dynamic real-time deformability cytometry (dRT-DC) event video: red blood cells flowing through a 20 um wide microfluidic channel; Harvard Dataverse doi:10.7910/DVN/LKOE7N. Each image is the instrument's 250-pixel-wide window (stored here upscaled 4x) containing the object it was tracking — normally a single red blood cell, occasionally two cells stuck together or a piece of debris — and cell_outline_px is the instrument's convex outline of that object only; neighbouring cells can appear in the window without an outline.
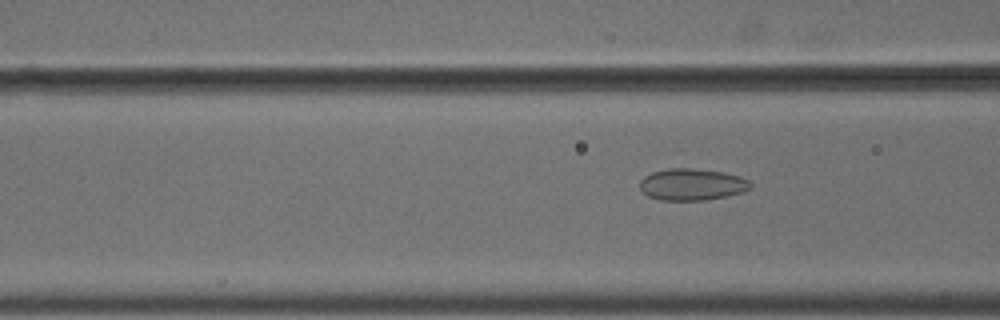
{"species": "common noctule bat (a hibernating species)", "species_latin": "Nyctalus noctula", "temperature_condition": "cold", "stored_images_in_passage": 10, "camera_frame_rate_fps": 3000, "um_per_image_px": 0.085, "animal": {"sex": "male", "body_mass_g": 18.8}, "frame": {"image": 1, "passage_image": 5, "time_ms": 1.333, "image_size_px": [1000, 320], "cell_outline_px": [[752, 188], [744, 192], [704, 200], [660, 200], [648, 196], [640, 188], [640, 180], [644, 176], [652, 172], [668, 168], [692, 168], [724, 172], [740, 176], [748, 180], [752, 184]], "centroid_in_image_um": [58.83, 15.67], "position_along_channel_um": 107.8, "area_um2": 20.52}}
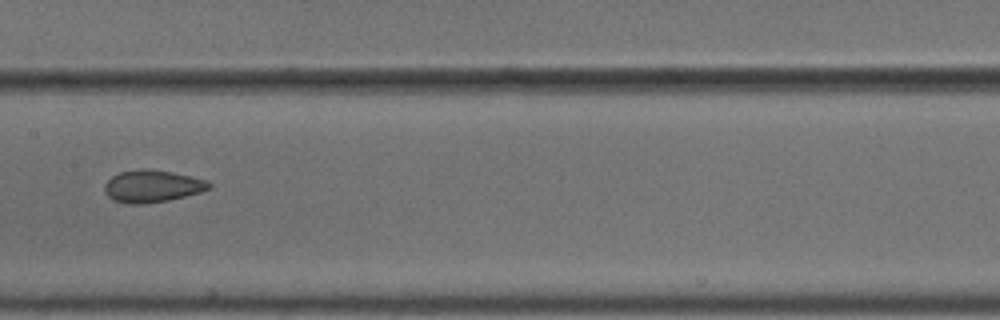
{"frame": {"image": 2, "passage_image": 7, "time_ms": 2.0, "image_size_px": [1000, 320], "cell_outline_px": [[212, 188], [200, 192], [168, 200], [144, 204], [128, 204], [112, 200], [104, 192], [104, 184], [112, 176], [120, 172], [144, 168], [148, 168], [172, 172], [192, 176], [208, 180], [212, 184]], "centroid_in_image_um": [12.94, 15.82], "position_along_channel_um": 194.5, "area_um2": 19.83}}
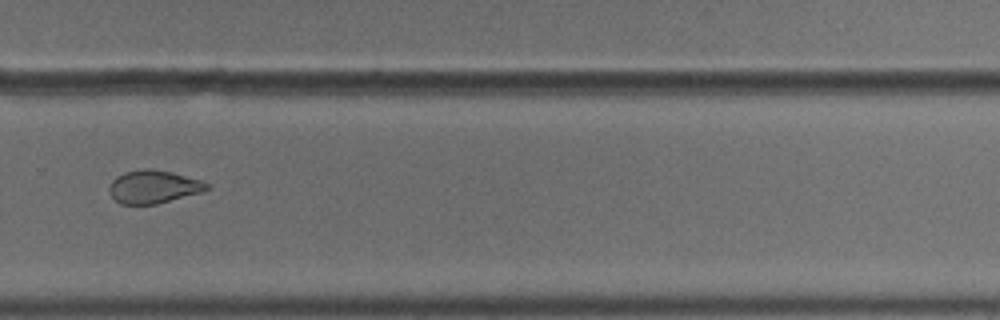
{"frame": {"image": 3, "passage_image": 10, "time_ms": 3.0, "image_size_px": [1000, 320], "cell_outline_px": [[212, 188], [200, 192], [156, 204], [120, 204], [112, 196], [108, 188], [112, 180], [116, 176], [124, 172], [144, 168], [152, 168], [172, 172], [200, 180], [208, 184]], "centroid_in_image_um": [13.02, 15.86], "position_along_channel_um": 316.8, "area_um2": 18.73}}